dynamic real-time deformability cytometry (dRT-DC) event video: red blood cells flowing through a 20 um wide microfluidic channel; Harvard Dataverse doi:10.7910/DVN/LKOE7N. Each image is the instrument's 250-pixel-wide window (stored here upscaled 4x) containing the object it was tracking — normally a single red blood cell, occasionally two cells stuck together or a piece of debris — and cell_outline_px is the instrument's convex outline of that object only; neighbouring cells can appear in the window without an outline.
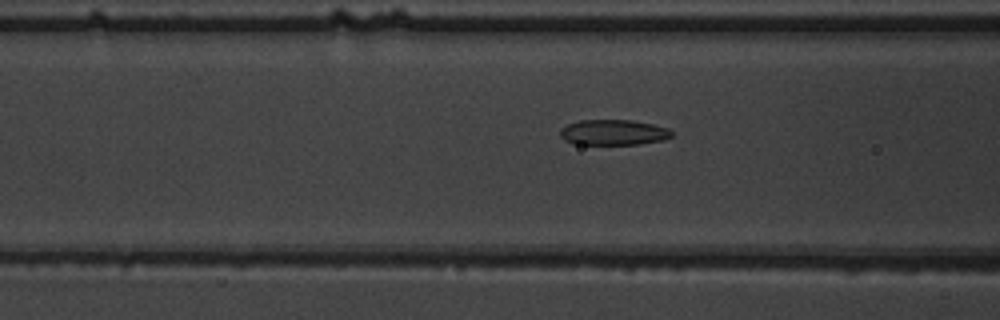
{"species": "common noctule bat (a hibernating species)", "species_latin": "Nyctalus noctula", "temperature_condition": "warm", "stored_images_in_passage": 38, "camera_frame_rate_fps": 3000, "um_per_image_px": 0.085, "animal": {"sex": "male", "body_mass_g": 19.5, "forearm_length_mm": 54.6}, "frame": {"image": 1, "passage_image": 5, "time_ms": 1.333, "image_size_px": [1000, 320], "cell_outline_px": [[672, 136], [664, 140], [640, 144], [572, 144], [564, 140], [560, 136], [560, 128], [568, 124], [580, 120], [632, 120], [652, 124], [668, 128], [672, 132]], "centroid_in_image_um": [52.12, 11.25], "position_along_channel_um": 114.5, "area_um2": 16.65}}
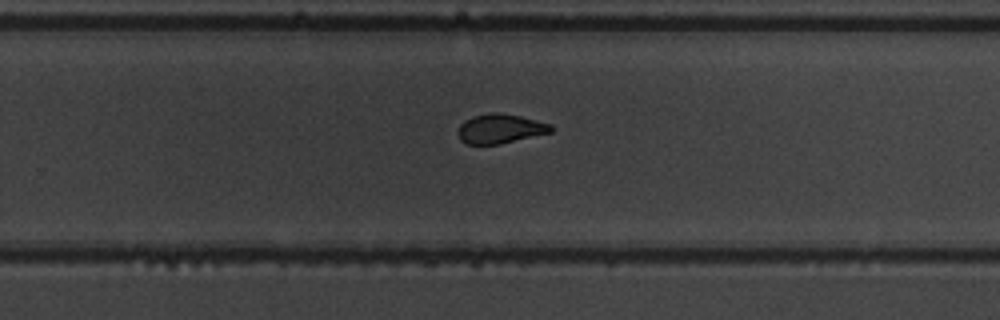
{"frame": {"image": 2, "passage_image": 19, "time_ms": 6.0, "image_size_px": [1000, 320], "cell_outline_px": [[552, 132], [500, 144], [468, 144], [460, 140], [456, 132], [460, 124], [464, 120], [472, 116], [492, 112], [500, 112], [520, 116], [552, 124]], "centroid_in_image_um": [42.49, 10.93], "position_along_channel_um": 287.3, "area_um2": 16.07}}
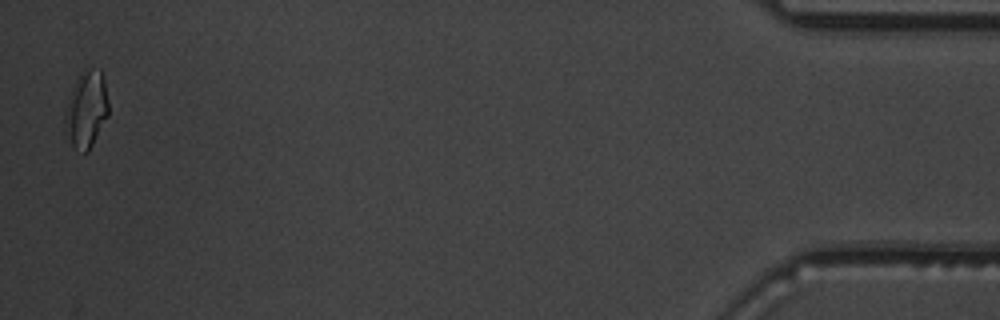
{"frame": {"image": 3, "passage_image": 37, "time_ms": 12.0, "image_size_px": [1000, 320], "cell_outline_px": [[108, 116], [88, 152], [84, 152], [72, 144], [64, 120], [64, 116], [72, 88], [80, 72], [84, 68], [100, 68], [104, 76], [108, 100]], "centroid_in_image_um": [7.38, 9.21], "position_along_channel_um": 427.8, "area_um2": 19.19}, "authors_computed_cell_mechanics": {"area_um2": 16.8198, "velocity_mm_per_s": 3.7154, "shape_relaxation_time_tau1_ms": 8.8828, "shape_relaxation_time_tau2_ms": 1.702, "deformation_change_tau1": 0.2278, "deformation_change_tau2": 0.0836}}